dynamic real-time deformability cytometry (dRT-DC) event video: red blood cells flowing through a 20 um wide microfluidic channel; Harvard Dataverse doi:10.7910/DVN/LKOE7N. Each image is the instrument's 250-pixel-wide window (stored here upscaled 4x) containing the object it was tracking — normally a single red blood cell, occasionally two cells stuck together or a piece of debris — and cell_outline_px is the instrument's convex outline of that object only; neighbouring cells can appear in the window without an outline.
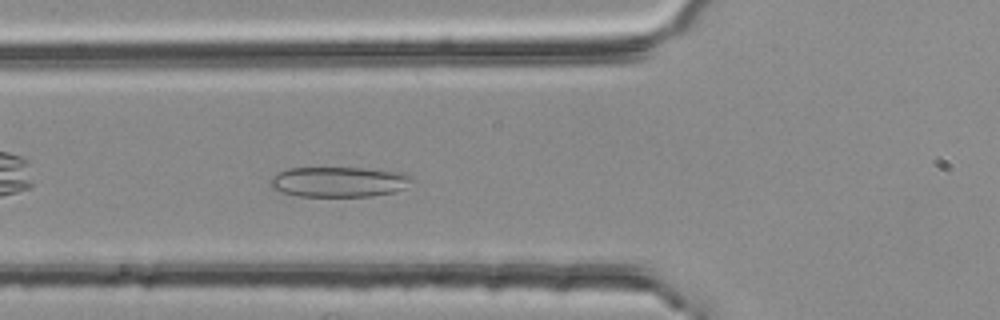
{"species": "common noctule bat (a hibernating species)", "species_latin": "Nyctalus noctula", "temperature_condition": "room temperature", "stored_images_in_passage": 37, "camera_frame_rate_fps": 3000, "um_per_image_px": 0.085, "animal": {"sex": "female", "body_mass_g": 25.1}, "frame": {"image": 1, "passage_image": 5, "time_ms": 1.333, "image_size_px": [1000, 320], "cell_outline_px": [[416, 180], [404, 188], [396, 192], [372, 196], [296, 196], [280, 192], [272, 188], [268, 184], [268, 180], [272, 176], [288, 168], [364, 168], [404, 172], [416, 176]], "centroid_in_image_um": [28.86, 15.45], "position_along_channel_um": 96.9, "area_um2": 25.49}}
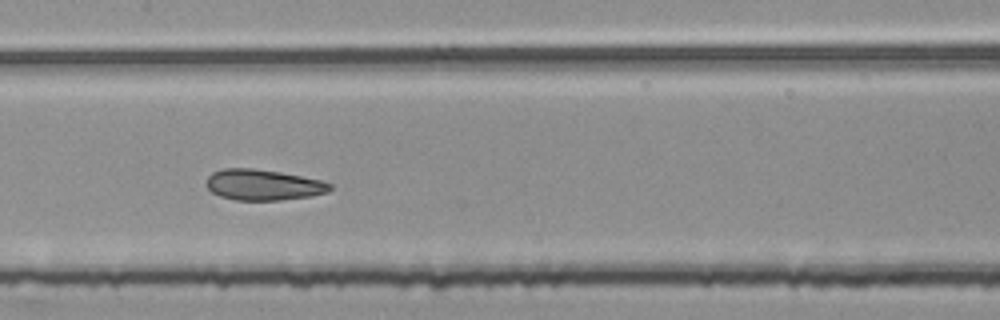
{"frame": {"image": 2, "passage_image": 12, "time_ms": 3.667, "image_size_px": [1000, 320], "cell_outline_px": [[332, 188], [328, 192], [312, 196], [280, 200], [236, 200], [220, 196], [212, 192], [204, 184], [204, 180], [212, 172], [224, 168], [252, 168], [280, 172], [320, 180], [332, 184]], "centroid_in_image_um": [22.34, 15.71], "position_along_channel_um": 185.1, "area_um2": 22.31}}
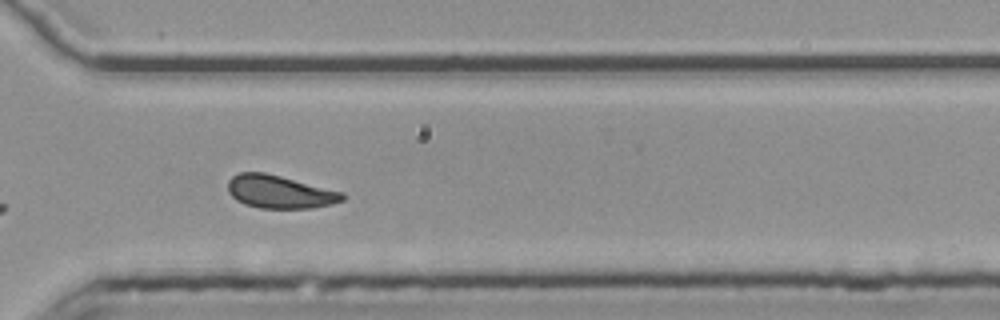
{"frame": {"image": 3, "passage_image": 25, "time_ms": 8.0, "image_size_px": [1000, 320], "cell_outline_px": [[348, 196], [344, 200], [332, 204], [312, 208], [260, 208], [244, 204], [236, 200], [228, 192], [228, 180], [232, 176], [240, 172], [264, 172], [344, 192]], "centroid_in_image_um": [23.79, 16.31], "position_along_channel_um": 346.8, "area_um2": 22.14}, "authors_computed_cell_mechanics": {"area_um2": 22.3108, "velocity_mm_per_s": 3.7517, "shape_relaxation_time_tau1_ms": null, "shape_relaxation_time_tau2_ms": 1.6339, "deformation_change_tau1": null, "deformation_change_tau2": 0.0886}}